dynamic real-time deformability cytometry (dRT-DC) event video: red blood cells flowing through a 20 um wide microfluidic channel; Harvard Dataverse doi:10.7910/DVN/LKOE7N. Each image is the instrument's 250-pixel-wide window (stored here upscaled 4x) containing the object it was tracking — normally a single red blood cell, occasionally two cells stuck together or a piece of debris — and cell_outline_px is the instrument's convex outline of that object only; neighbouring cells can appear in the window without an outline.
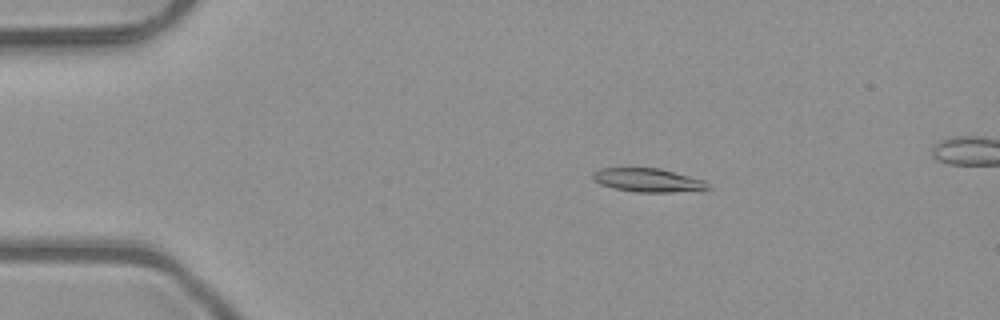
{"species": "common noctule bat (a hibernating species)", "species_latin": "Nyctalus noctula", "temperature_condition": "room temperature", "stored_images_in_passage": 5, "camera_frame_rate_fps": 3000, "um_per_image_px": 0.085, "animal": {"sex": "male", "body_mass_g": 23.1, "forearm_length_mm": 52.7}, "frame": {"image": 1, "passage_image": 2, "time_ms": 0.333, "image_size_px": [1000, 320], "cell_outline_px": [[712, 188], [672, 192], [636, 192], [612, 188], [600, 184], [592, 180], [592, 172], [600, 168], [660, 168], [704, 180]], "centroid_in_image_um": [55.01, 15.31], "position_along_channel_um": 30.0, "area_um2": 15.84}}
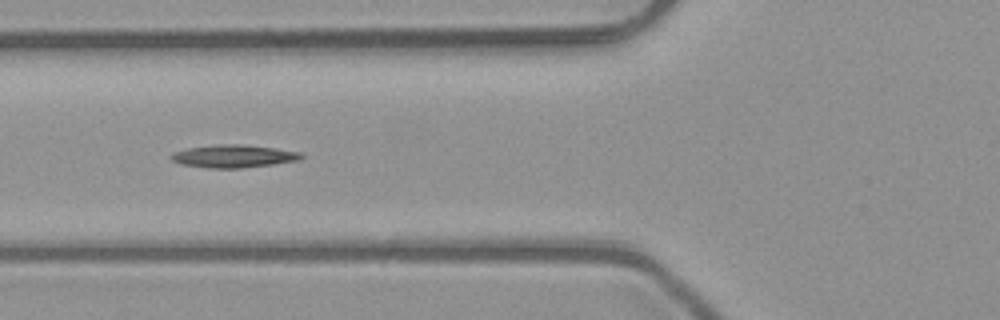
{"frame": {"image": 2, "passage_image": 5, "time_ms": 1.333, "image_size_px": [1000, 320], "cell_outline_px": [[304, 156], [296, 160], [272, 164], [240, 168], [208, 168], [180, 164], [172, 160], [168, 156], [176, 152], [188, 148], [220, 144], [240, 144], [272, 148], [300, 152]], "centroid_in_image_um": [19.8, 13.28], "position_along_channel_um": 106.0, "area_um2": 16.94}}